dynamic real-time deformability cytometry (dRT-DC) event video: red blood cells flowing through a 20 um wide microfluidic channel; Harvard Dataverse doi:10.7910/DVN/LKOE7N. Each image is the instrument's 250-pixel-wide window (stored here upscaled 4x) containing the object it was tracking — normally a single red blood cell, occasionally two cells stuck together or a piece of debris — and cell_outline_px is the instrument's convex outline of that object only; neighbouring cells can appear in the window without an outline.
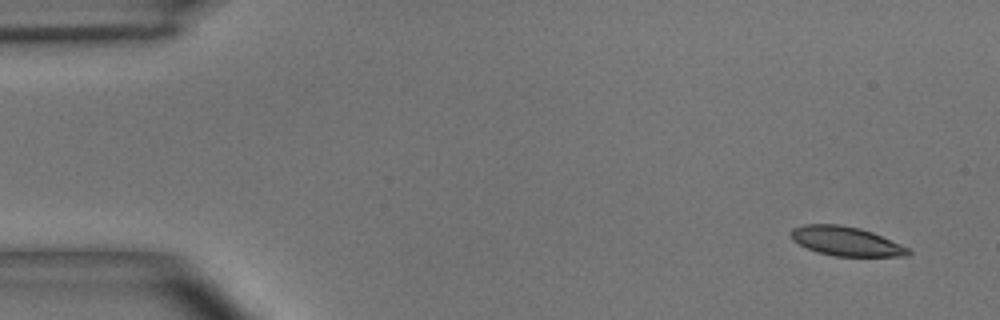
{"species": "common noctule bat (a hibernating species)", "species_latin": "Nyctalus noctula", "temperature_condition": "room temperature", "stored_images_in_passage": 4, "camera_frame_rate_fps": 3000, "um_per_image_px": 0.085, "animal": {"sex": "male", "body_mass_g": 15.6}, "frame": {"image": 1, "passage_image": 1, "time_ms": 0.0, "image_size_px": [1000, 320], "cell_outline_px": [[912, 252], [908, 256], [836, 256], [816, 252], [792, 240], [788, 232], [792, 228], [804, 224], [840, 224], [860, 228], [872, 232], [900, 244], [908, 248]], "centroid_in_image_um": [71.87, 20.49], "position_along_channel_um": 13.1, "area_um2": 20.0}}